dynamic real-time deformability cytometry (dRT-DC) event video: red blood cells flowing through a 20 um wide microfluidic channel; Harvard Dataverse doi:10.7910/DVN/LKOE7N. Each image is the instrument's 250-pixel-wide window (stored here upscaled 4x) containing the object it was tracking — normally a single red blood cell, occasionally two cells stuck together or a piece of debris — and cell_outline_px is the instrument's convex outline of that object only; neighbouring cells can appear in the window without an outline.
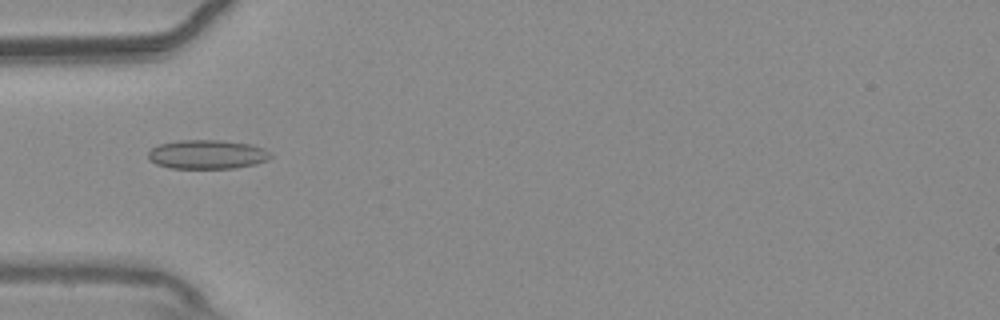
{"species": "common noctule bat (a hibernating species)", "species_latin": "Nyctalus noctula", "temperature_condition": "warm", "stored_images_in_passage": 55, "camera_frame_rate_fps": 3000, "um_per_image_px": 0.085, "animal": {"sex": "male", "body_mass_g": 20.4}, "frame": {"image": 1, "passage_image": 18, "time_ms": 5.667, "image_size_px": [1000, 320], "cell_outline_px": [[272, 156], [268, 160], [256, 164], [236, 168], [172, 168], [156, 164], [148, 160], [148, 152], [152, 148], [160, 144], [176, 140], [224, 140], [248, 144], [264, 148]], "centroid_in_image_um": [17.6, 13.12], "position_along_channel_um": 67.4, "area_um2": 20.81}}
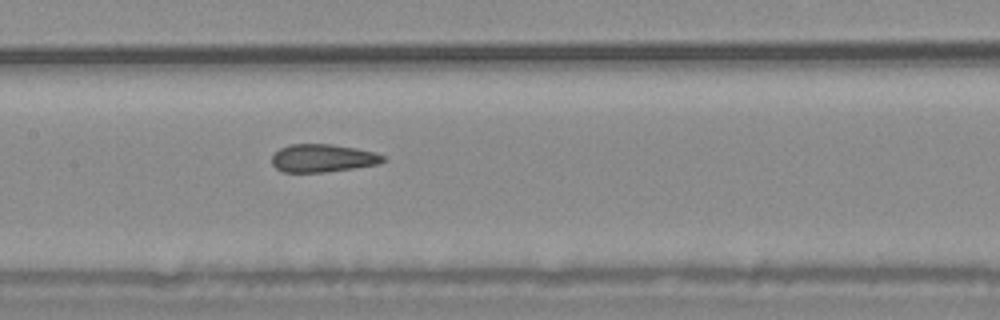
{"frame": {"image": 2, "passage_image": 27, "time_ms": 8.667, "image_size_px": [1000, 320], "cell_outline_px": [[388, 160], [380, 164], [324, 172], [284, 172], [276, 168], [272, 164], [272, 156], [280, 148], [292, 144], [332, 144], [356, 148], [376, 152], [388, 156]], "centroid_in_image_um": [27.51, 13.44], "position_along_channel_um": 179.9, "area_um2": 18.26}}
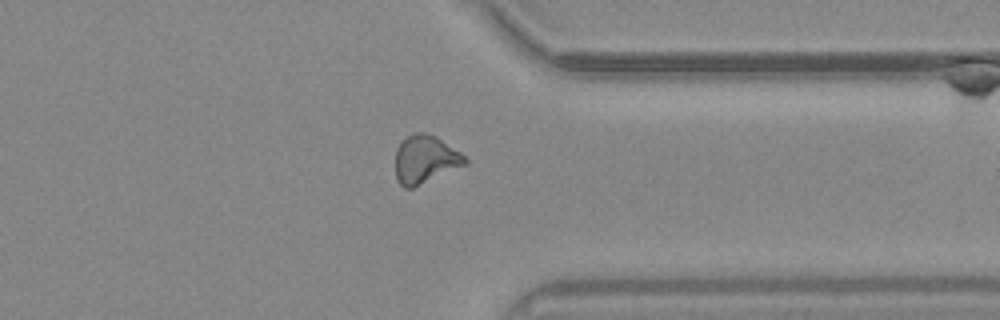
{"frame": {"image": 3, "passage_image": 43, "time_ms": 14.0, "image_size_px": [1000, 320], "cell_outline_px": [[468, 164], [412, 188], [404, 188], [396, 180], [396, 148], [408, 136], [416, 132], [424, 132], [436, 136], [460, 152], [468, 160]], "centroid_in_image_um": [36.15, 13.56], "position_along_channel_um": 375.3, "area_um2": 19.42}, "authors_computed_cell_mechanics": {"area_um2": 19.363, "velocity_mm_per_s": 3.7331, "shape_relaxation_time_tau1_ms": null, "shape_relaxation_time_tau2_ms": 2.7331, "deformation_change_tau1": null, "deformation_change_tau2": 0.0816}}